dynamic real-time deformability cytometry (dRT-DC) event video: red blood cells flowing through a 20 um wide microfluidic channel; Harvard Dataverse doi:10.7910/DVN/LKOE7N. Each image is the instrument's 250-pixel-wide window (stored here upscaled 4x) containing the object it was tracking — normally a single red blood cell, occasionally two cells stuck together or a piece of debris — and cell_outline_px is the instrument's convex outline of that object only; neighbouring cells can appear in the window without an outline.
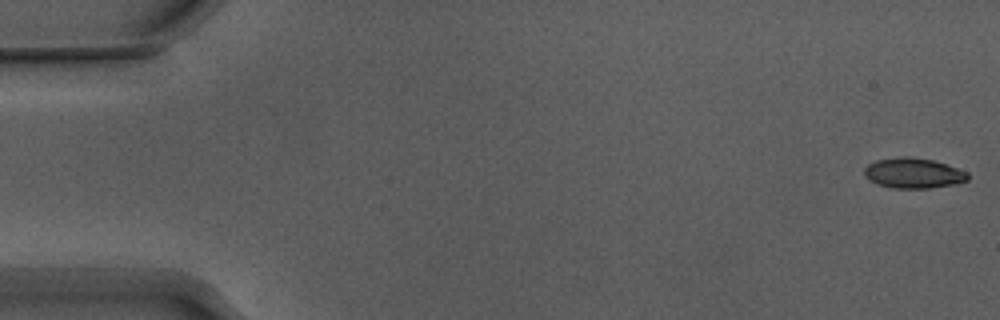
{"species": "Egyptian fruit bat (a non-hibernating species)", "species_latin": "Rousettus aegyptiacus", "temperature_condition": "warm", "stored_images_in_passage": 53, "camera_frame_rate_fps": 3000, "um_per_image_px": 0.085, "animal": {"sex": "male"}, "frame": {"image": 1, "passage_image": 1, "time_ms": 0.0, "image_size_px": [1000, 320], "cell_outline_px": [[968, 180], [952, 184], [928, 188], [892, 188], [876, 184], [868, 180], [864, 176], [864, 168], [868, 164], [876, 160], [900, 156], [904, 156], [932, 160], [968, 172]], "centroid_in_image_um": [77.57, 14.72], "position_along_channel_um": 7.4, "area_um2": 18.15}}
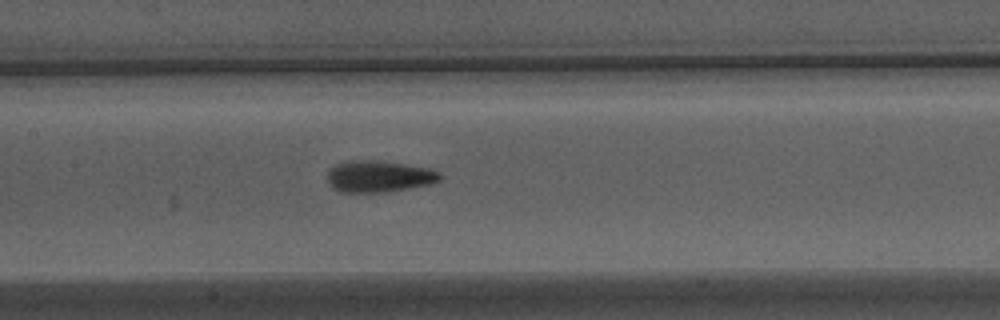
{"frame": {"image": 2, "passage_image": 26, "time_ms": 8.333, "image_size_px": [1000, 320], "cell_outline_px": [[444, 176], [440, 180], [428, 184], [388, 192], [340, 192], [332, 188], [328, 180], [328, 168], [336, 164], [348, 160], [376, 160], [404, 164], [428, 168], [440, 172]], "centroid_in_image_um": [32.19, 14.99], "position_along_channel_um": 175.2, "area_um2": 20.81}}
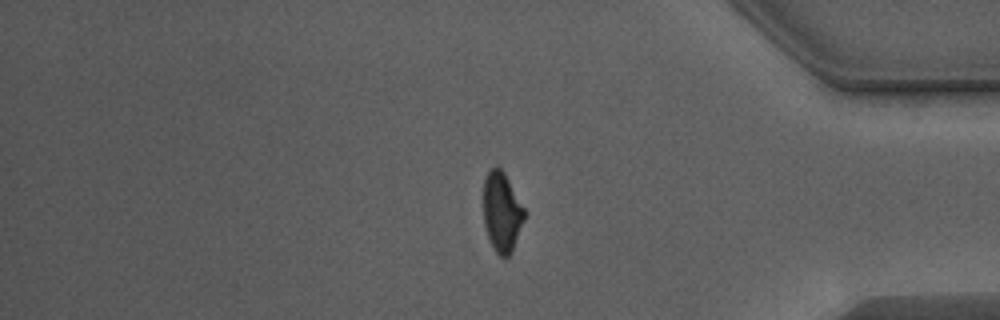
{"frame": {"image": 3, "passage_image": 45, "time_ms": 14.667, "image_size_px": [1000, 320], "cell_outline_px": [[524, 220], [512, 252], [508, 256], [500, 256], [496, 252], [488, 236], [484, 224], [484, 180], [488, 168], [496, 164], [504, 172], [524, 208]], "centroid_in_image_um": [42.65, 17.97], "position_along_channel_um": 392.6, "area_um2": 18.9}, "authors_computed_cell_mechanics": {"area_um2": 19.363, "velocity_mm_per_s": 3.8504, "shape_relaxation_time_tau1_ms": 5.7174, "shape_relaxation_time_tau2_ms": 1.5721, "deformation_change_tau1": 0.206, "deformation_change_tau2": 0.1009}}